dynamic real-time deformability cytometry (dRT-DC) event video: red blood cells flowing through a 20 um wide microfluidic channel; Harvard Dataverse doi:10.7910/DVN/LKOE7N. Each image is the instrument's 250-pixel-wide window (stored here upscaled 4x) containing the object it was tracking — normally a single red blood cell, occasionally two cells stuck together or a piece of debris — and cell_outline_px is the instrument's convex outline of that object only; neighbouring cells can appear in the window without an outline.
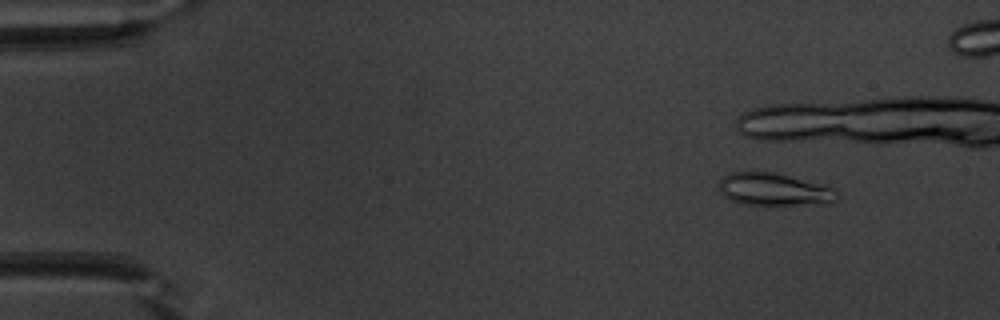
{"species": "common noctule bat (a hibernating species)", "species_latin": "Nyctalus noctula", "temperature_condition": "warm", "stored_images_in_passage": 11, "camera_frame_rate_fps": 3000, "um_per_image_px": 0.085, "animal": {"sex": "male", "body_mass_g": 20.1, "forearm_length_mm": 53.5}, "frame": {"image": 1, "passage_image": 5, "time_ms": 1.333, "image_size_px": [1000, 320], "cell_outline_px": [[840, 196], [836, 200], [828, 204], [772, 208], [764, 208], [744, 204], [732, 200], [724, 196], [720, 192], [720, 180], [728, 172], [744, 168], [772, 172], [828, 184], [836, 188]], "centroid_in_image_um": [65.86, 16.12], "position_along_channel_um": 19.1, "area_um2": 24.57}}